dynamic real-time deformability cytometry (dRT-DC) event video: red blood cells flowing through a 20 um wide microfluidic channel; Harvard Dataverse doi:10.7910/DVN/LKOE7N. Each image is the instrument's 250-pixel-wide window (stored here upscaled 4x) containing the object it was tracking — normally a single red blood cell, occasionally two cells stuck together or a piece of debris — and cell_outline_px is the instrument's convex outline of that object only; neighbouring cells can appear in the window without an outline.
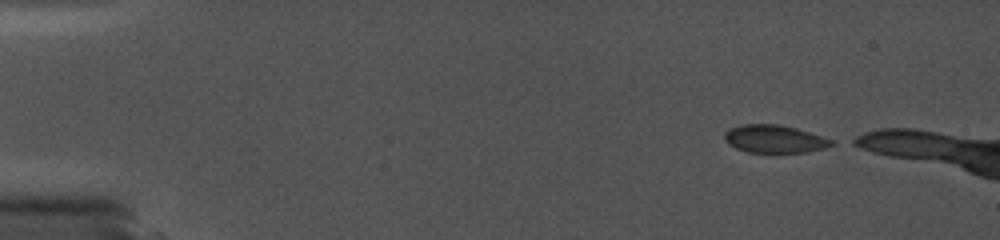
{"species": "common noctule bat (a hibernating species)", "species_latin": "Nyctalus noctula", "temperature_condition": "cold", "stored_images_in_passage": 15, "camera_frame_rate_fps": 5000, "um_per_image_px": 0.085, "animal": {"sex": "female", "body_mass_g": 19.0, "forearm_length_mm": 56.7}, "frame": {"image": 1, "passage_image": 1, "time_ms": 0.0, "image_size_px": [1000, 240], "cell_outline_px": [[836, 144], [824, 148], [804, 152], [748, 152], [736, 148], [728, 144], [724, 140], [724, 132], [728, 128], [740, 124], [780, 124], [796, 128], [832, 140]], "centroid_in_image_um": [65.77, 11.8], "position_along_channel_um": 19.2, "area_um2": 17.34}}
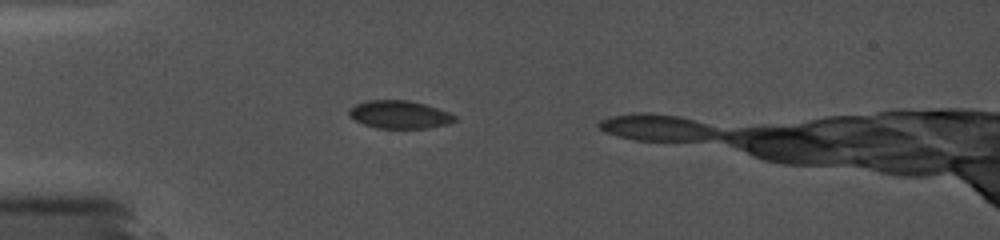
{"frame": {"image": 2, "passage_image": 10, "time_ms": 3.4, "image_size_px": [1000, 240], "cell_outline_px": [[456, 120], [448, 124], [428, 128], [376, 128], [364, 124], [348, 116], [348, 112], [356, 104], [368, 100], [408, 100], [424, 104], [448, 112], [456, 116]], "centroid_in_image_um": [33.96, 9.74], "position_along_channel_um": 51.0, "area_um2": 17.05}}